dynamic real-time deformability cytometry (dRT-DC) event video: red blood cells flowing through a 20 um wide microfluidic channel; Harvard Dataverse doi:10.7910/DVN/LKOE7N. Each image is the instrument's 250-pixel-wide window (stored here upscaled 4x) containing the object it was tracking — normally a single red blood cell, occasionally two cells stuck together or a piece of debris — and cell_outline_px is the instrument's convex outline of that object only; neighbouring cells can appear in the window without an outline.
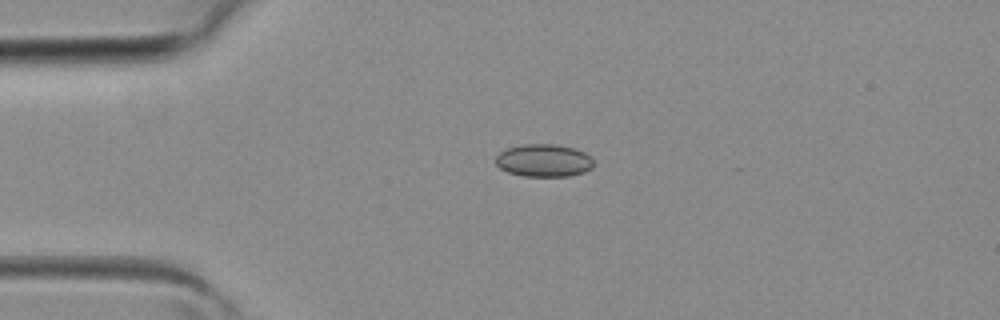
{"species": "common noctule bat (a hibernating species)", "species_latin": "Nyctalus noctula", "temperature_condition": "room temperature", "stored_images_in_passage": 5, "camera_frame_rate_fps": 3000, "um_per_image_px": 0.085, "animal": {"sex": "female", "body_mass_g": 19.3, "forearm_length_mm": 54.1}, "frame": {"image": 1, "passage_image": 5, "time_ms": 1.333, "image_size_px": [1000, 320], "cell_outline_px": [[592, 168], [584, 172], [568, 176], [524, 176], [508, 172], [500, 168], [496, 164], [496, 156], [500, 152], [508, 148], [524, 144], [556, 144], [576, 148], [592, 156]], "centroid_in_image_um": [46.24, 13.63], "position_along_channel_um": 38.8, "area_um2": 18.67}}